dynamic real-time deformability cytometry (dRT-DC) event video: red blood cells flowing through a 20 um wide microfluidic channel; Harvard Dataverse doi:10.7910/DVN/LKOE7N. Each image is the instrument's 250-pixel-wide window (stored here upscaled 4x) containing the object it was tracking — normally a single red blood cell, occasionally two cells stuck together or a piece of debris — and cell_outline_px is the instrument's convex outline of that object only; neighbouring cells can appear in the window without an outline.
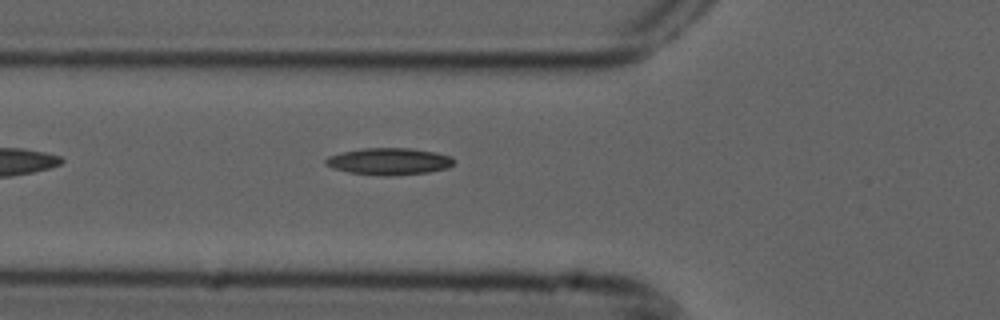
{"species": "common noctule bat (a hibernating species)", "species_latin": "Nyctalus noctula", "temperature_condition": "cold", "stored_images_in_passage": 5, "camera_frame_rate_fps": 3000, "um_per_image_px": 0.085, "animal": {"sex": "male", "forearm_length_mm": 52.5}, "frame": {"image": 1, "passage_image": 5, "time_ms": 1.333, "image_size_px": [1000, 320], "cell_outline_px": [[456, 160], [448, 168], [428, 172], [392, 176], [384, 176], [348, 172], [324, 164], [324, 160], [328, 156], [340, 152], [364, 148], [412, 148], [436, 152], [452, 156]], "centroid_in_image_um": [33.09, 13.71], "position_along_channel_um": 92.7, "area_um2": 20.23}}